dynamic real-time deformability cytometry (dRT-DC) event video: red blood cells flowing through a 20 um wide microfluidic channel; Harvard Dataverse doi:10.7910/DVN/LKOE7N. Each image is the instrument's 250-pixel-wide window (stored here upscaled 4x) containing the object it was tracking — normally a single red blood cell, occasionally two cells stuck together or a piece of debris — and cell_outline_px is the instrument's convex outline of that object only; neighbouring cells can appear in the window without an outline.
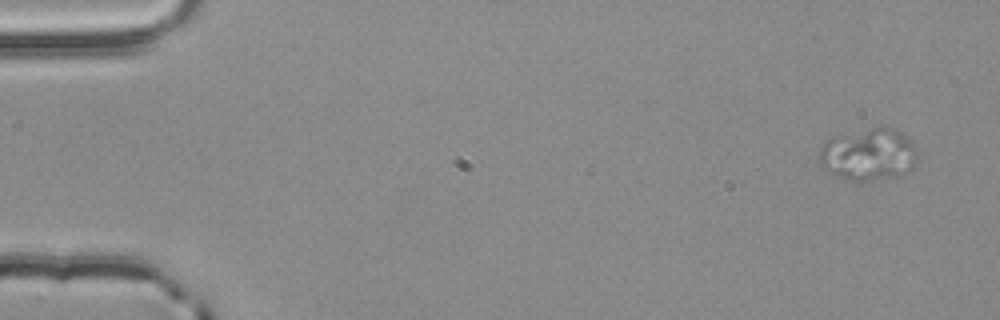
{"species": "common noctule bat (a hibernating species)", "species_latin": "Nyctalus noctula", "temperature_condition": "room temperature", "stored_images_in_passage": 3, "segment_of_instrument_passage": [1, 2], "camera_frame_rate_fps": 3000, "um_per_image_px": 0.085, "animal": {"sex": "male", "body_mass_g": 20.4}, "frame": {"image": 1, "passage_image": 1, "time_ms": 0.0, "image_size_px": [1000, 320], "cell_outline_px": [[916, 164], [908, 172], [868, 180], [844, 180], [820, 168], [816, 160], [816, 156], [824, 140], [836, 136], [872, 128], [888, 128], [900, 132], [912, 140], [916, 148]], "centroid_in_image_um": [73.74, 13.14], "position_along_channel_um": 11.3, "area_um2": 29.82}}